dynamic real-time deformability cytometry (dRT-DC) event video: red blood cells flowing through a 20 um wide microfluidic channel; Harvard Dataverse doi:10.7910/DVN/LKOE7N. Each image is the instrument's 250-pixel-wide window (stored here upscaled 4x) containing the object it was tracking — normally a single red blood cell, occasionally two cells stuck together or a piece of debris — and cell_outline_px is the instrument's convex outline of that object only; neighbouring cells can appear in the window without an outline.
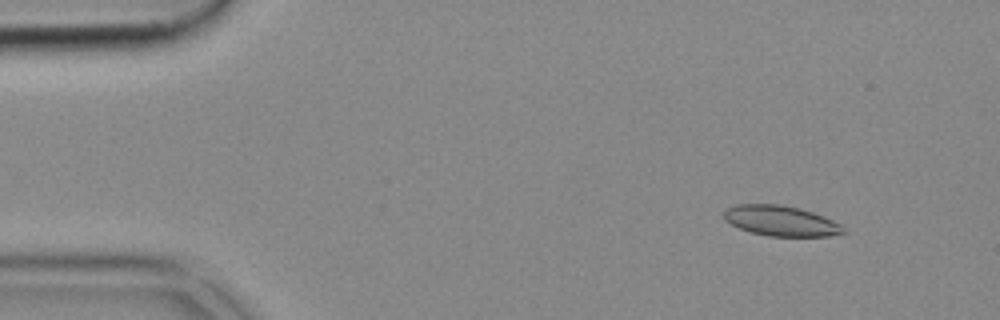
{"species": "common noctule bat (a hibernating species)", "species_latin": "Nyctalus noctula", "temperature_condition": "cold", "stored_images_in_passage": 53, "camera_frame_rate_fps": 3000, "um_per_image_px": 0.085, "animal": {"sex": "female", "body_mass_g": 18.4}, "frame": {"image": 1, "passage_image": 6, "time_ms": 1.667, "image_size_px": [1000, 320], "cell_outline_px": [[848, 232], [828, 236], [768, 236], [752, 232], [740, 228], [724, 220], [724, 212], [728, 208], [736, 204], [780, 204], [800, 208], [824, 216], [840, 224]], "centroid_in_image_um": [66.39, 18.77], "position_along_channel_um": 18.6, "area_um2": 21.04}}
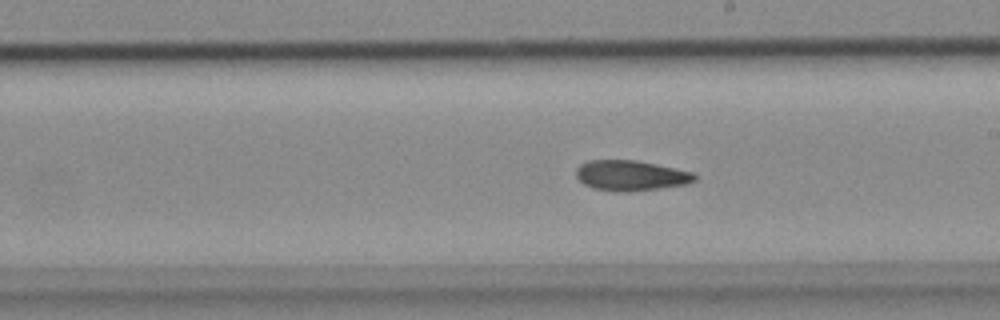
{"frame": {"image": 2, "passage_image": 30, "time_ms": 9.667, "image_size_px": [1000, 320], "cell_outline_px": [[696, 180], [688, 184], [660, 188], [628, 192], [616, 192], [592, 188], [584, 184], [576, 176], [576, 168], [580, 164], [588, 160], [636, 160], [656, 164], [692, 172], [696, 176]], "centroid_in_image_um": [53.6, 14.92], "position_along_channel_um": 235.4, "area_um2": 21.04}}
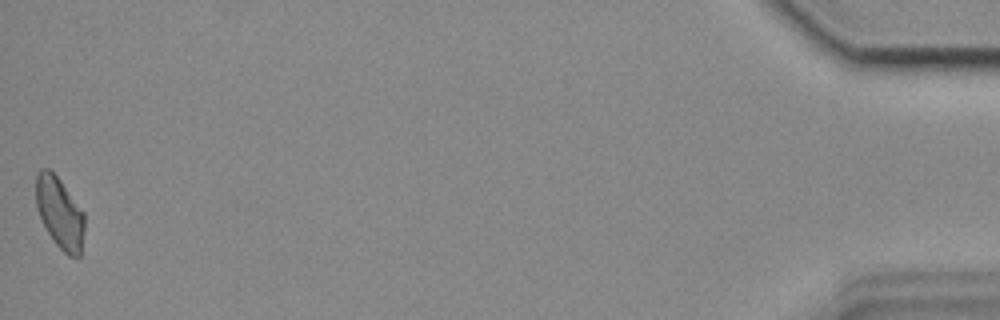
{"frame": {"image": 3, "passage_image": 53, "time_ms": 17.333, "image_size_px": [1000, 320], "cell_outline_px": [[84, 228], [80, 256], [68, 256], [56, 244], [48, 232], [40, 216], [36, 204], [36, 176], [40, 168], [48, 168], [60, 180], [84, 212]], "centroid_in_image_um": [5.08, 18.08], "position_along_channel_um": 430.1, "area_um2": 19.88}}